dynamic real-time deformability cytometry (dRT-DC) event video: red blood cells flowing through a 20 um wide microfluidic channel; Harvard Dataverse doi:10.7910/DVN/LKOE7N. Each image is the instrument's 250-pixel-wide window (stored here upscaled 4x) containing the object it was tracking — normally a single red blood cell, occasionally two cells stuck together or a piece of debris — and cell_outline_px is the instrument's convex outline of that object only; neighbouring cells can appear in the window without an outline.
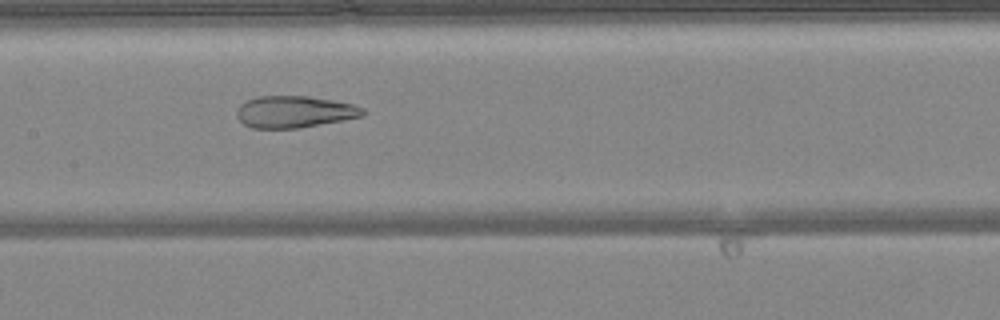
{"species": "common noctule bat (a hibernating species)", "species_latin": "Nyctalus noctula", "temperature_condition": "warm", "stored_images_in_passage": 49, "camera_frame_rate_fps": 3000, "um_per_image_px": 0.085, "animal": {"sex": "female", "body_mass_g": 24.6, "forearm_length_mm": 56.2}, "frame": {"image": 1, "passage_image": 24, "time_ms": 7.667, "image_size_px": [1000, 320], "cell_outline_px": [[368, 112], [364, 116], [296, 128], [252, 128], [244, 124], [236, 116], [236, 108], [240, 104], [248, 100], [260, 96], [304, 96], [332, 100], [352, 104], [364, 108]], "centroid_in_image_um": [25.02, 9.5], "position_along_channel_um": 182.4, "area_um2": 23.24}}
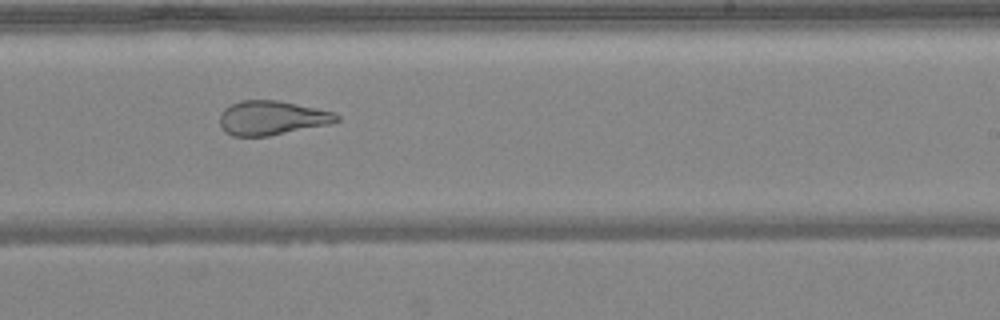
{"frame": {"image": 2, "passage_image": 30, "time_ms": 9.667, "image_size_px": [1000, 320], "cell_outline_px": [[340, 120], [328, 124], [268, 136], [232, 136], [224, 132], [220, 124], [220, 112], [224, 108], [240, 100], [276, 100], [316, 108], [332, 112], [340, 116]], "centroid_in_image_um": [23.06, 10.02], "position_along_channel_um": 265.9, "area_um2": 23.18}}
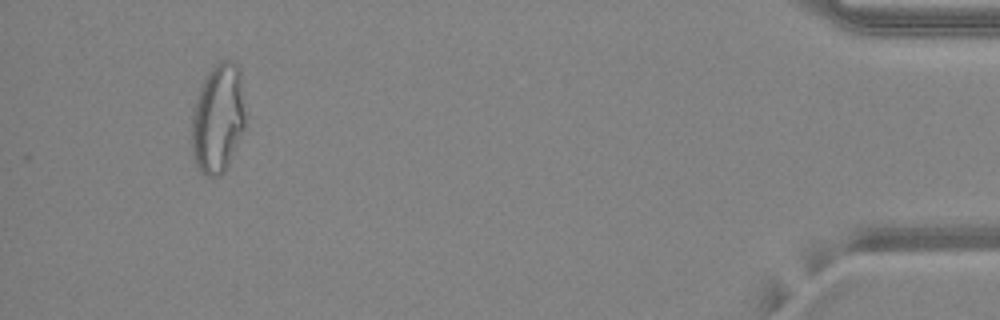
{"frame": {"image": 3, "passage_image": 46, "time_ms": 15.0, "image_size_px": [1000, 320], "cell_outline_px": [[244, 128], [228, 164], [224, 172], [220, 176], [200, 176], [192, 156], [192, 108], [200, 88], [212, 64], [220, 60], [232, 60], [240, 68], [244, 112]], "centroid_in_image_um": [18.5, 10.07], "position_along_channel_um": 416.7, "area_um2": 34.45}}